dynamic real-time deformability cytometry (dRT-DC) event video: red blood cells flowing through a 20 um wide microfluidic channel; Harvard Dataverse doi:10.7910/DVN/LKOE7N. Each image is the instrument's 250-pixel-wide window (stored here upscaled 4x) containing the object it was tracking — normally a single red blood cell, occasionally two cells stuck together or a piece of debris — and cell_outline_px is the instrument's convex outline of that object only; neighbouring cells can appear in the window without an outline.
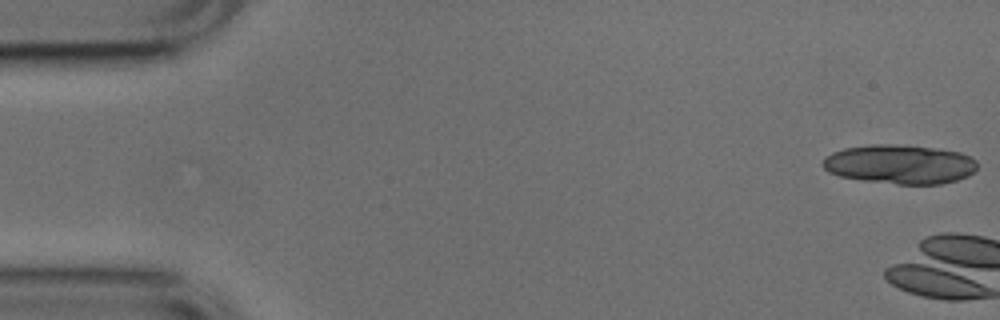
{"species": "common noctule bat (a hibernating species)", "species_latin": "Nyctalus noctula", "temperature_condition": "cold", "stored_images_in_passage": 3, "camera_frame_rate_fps": 3000, "um_per_image_px": 0.085, "animal": {"sex": "male", "body_mass_g": 17.9, "forearm_length_mm": 54.2}, "frame": {"image": 1, "passage_image": 1, "time_ms": 0.0, "image_size_px": [1000, 320], "cell_outline_px": [[976, 168], [968, 176], [956, 180], [940, 184], [896, 184], [864, 180], [840, 176], [828, 172], [824, 168], [824, 156], [832, 152], [844, 148], [872, 144], [892, 144], [936, 148], [960, 152], [976, 160]], "centroid_in_image_um": [76.47, 13.96], "position_along_channel_um": 8.5, "area_um2": 35.14}}